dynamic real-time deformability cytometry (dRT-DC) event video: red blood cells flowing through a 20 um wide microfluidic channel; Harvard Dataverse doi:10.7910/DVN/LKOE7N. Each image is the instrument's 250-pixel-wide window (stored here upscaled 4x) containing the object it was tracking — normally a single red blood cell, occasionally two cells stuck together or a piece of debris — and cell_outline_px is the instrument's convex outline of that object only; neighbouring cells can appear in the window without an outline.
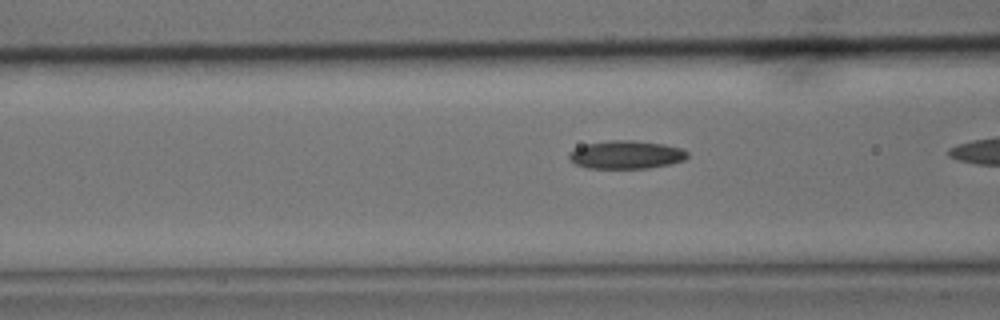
{"species": "common noctule bat (a hibernating species)", "species_latin": "Nyctalus noctula", "temperature_condition": "cold", "stored_images_in_passage": 15, "camera_frame_rate_fps": 3000, "um_per_image_px": 0.085, "animal": {"sex": "male", "body_mass_g": 15.6}, "frame": {"image": 1, "passage_image": 9, "time_ms": 2.667, "image_size_px": [1000, 320], "cell_outline_px": [[688, 156], [684, 160], [672, 164], [648, 168], [588, 168], [576, 164], [568, 160], [568, 152], [584, 144], [608, 140], [632, 140], [664, 144], [684, 148], [688, 152]], "centroid_in_image_um": [53.23, 13.14], "position_along_channel_um": 113.4, "area_um2": 19.71}}